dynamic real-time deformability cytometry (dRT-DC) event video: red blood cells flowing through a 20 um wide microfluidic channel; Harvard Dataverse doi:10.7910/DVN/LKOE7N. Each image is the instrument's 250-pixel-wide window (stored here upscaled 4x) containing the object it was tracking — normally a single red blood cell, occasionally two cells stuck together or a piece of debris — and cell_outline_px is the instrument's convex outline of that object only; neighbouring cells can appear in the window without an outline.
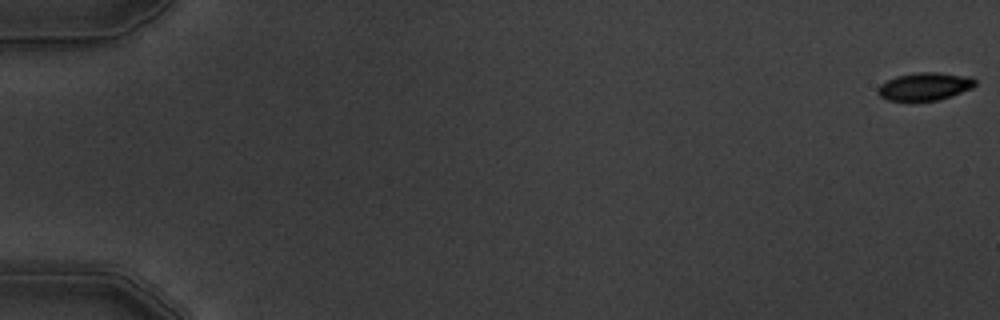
{"species": "common noctule bat (a hibernating species)", "species_latin": "Nyctalus noctula", "temperature_condition": "warm", "stored_images_in_passage": 5, "camera_frame_rate_fps": 3000, "um_per_image_px": 0.085, "animal": {"sex": "male", "body_mass_g": 19.5, "forearm_length_mm": 54.6}, "frame": {"image": 1, "passage_image": 1, "time_ms": 0.0, "image_size_px": [1000, 320], "cell_outline_px": [[976, 84], [972, 88], [952, 96], [940, 100], [912, 104], [888, 100], [880, 96], [876, 92], [880, 84], [896, 76], [920, 72], [936, 72], [972, 76], [976, 80]], "centroid_in_image_um": [78.59, 7.39], "position_along_channel_um": 6.4, "area_um2": 16.53}}
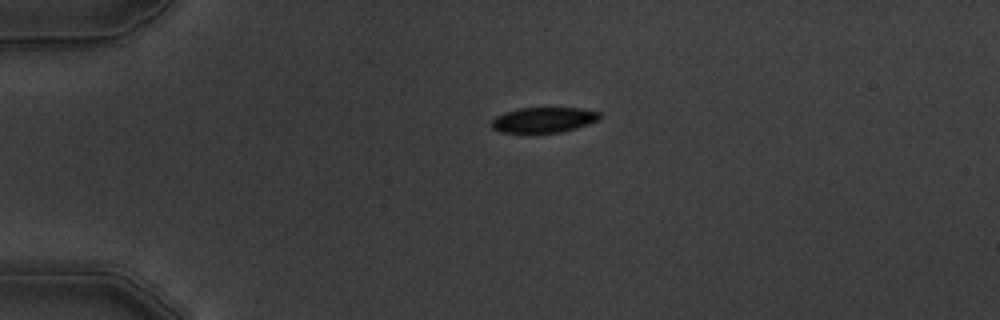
{"frame": {"image": 2, "passage_image": 4, "time_ms": 4.333, "image_size_px": [1000, 320], "cell_outline_px": [[600, 120], [576, 128], [560, 132], [500, 132], [492, 128], [492, 120], [496, 116], [504, 112], [520, 108], [580, 108], [600, 112]], "centroid_in_image_um": [46.22, 10.18], "position_along_channel_um": 38.8, "area_um2": 15.84}}